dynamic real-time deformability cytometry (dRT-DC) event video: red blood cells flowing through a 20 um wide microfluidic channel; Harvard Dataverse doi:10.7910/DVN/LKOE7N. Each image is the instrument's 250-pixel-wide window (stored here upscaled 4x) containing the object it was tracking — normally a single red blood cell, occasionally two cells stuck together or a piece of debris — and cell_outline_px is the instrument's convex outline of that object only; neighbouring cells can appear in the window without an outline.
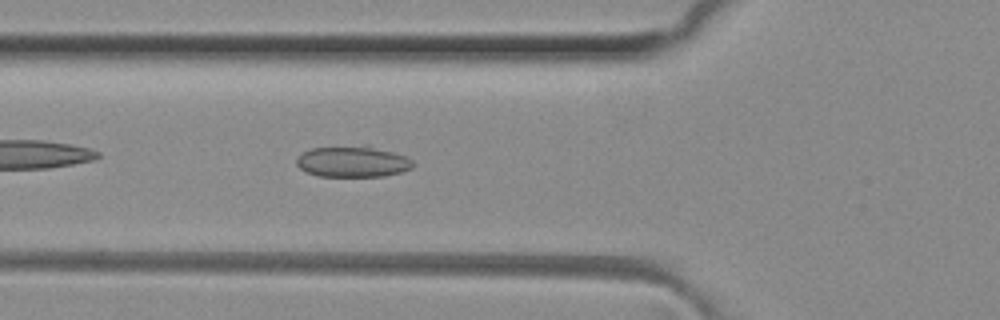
{"species": "common noctule bat (a hibernating species)", "species_latin": "Nyctalus noctula", "temperature_condition": "room temperature", "stored_images_in_passage": 37, "camera_frame_rate_fps": 3000, "um_per_image_px": 0.085, "animal": {"sex": "female", "body_mass_g": 29.2, "forearm_length_mm": 56.3}, "frame": {"image": 1, "passage_image": 5, "time_ms": 1.333, "image_size_px": [1000, 320], "cell_outline_px": [[412, 168], [400, 172], [384, 176], [320, 176], [308, 172], [300, 168], [296, 164], [296, 156], [312, 148], [368, 144], [404, 156], [412, 160]], "centroid_in_image_um": [29.96, 13.71], "position_along_channel_um": 95.8, "area_um2": 21.15}}
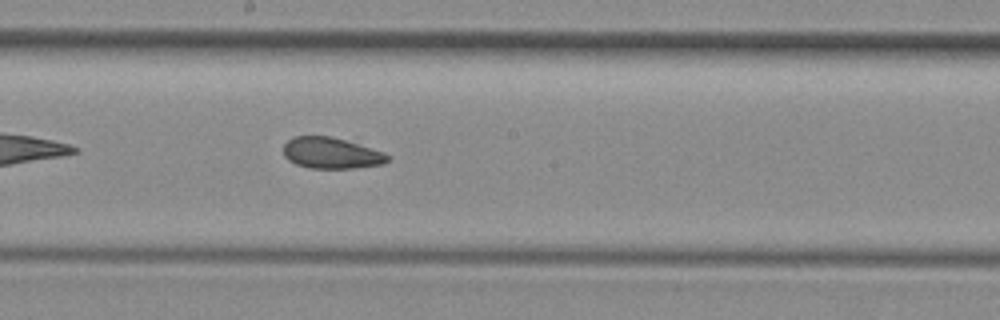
{"frame": {"image": 2, "passage_image": 14, "time_ms": 4.333, "image_size_px": [1000, 320], "cell_outline_px": [[392, 156], [384, 164], [356, 168], [308, 168], [296, 164], [288, 160], [284, 156], [284, 144], [288, 140], [296, 136], [332, 136], [384, 152]], "centroid_in_image_um": [28.17, 13.02], "position_along_channel_um": 220.0, "area_um2": 18.96}}
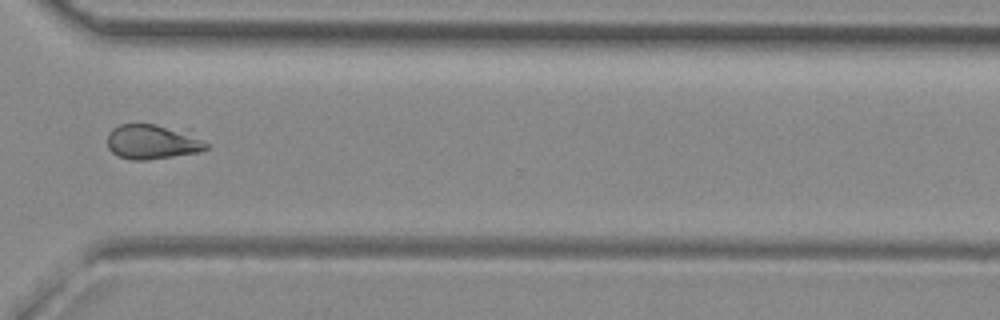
{"frame": {"image": 3, "passage_image": 24, "time_ms": 7.667, "image_size_px": [1000, 320], "cell_outline_px": [[208, 148], [200, 152], [148, 160], [132, 160], [120, 156], [112, 152], [108, 148], [108, 132], [112, 128], [120, 124], [156, 124], [188, 128], [208, 144]], "centroid_in_image_um": [13.03, 12.03], "position_along_channel_um": 357.6, "area_um2": 20.63}}